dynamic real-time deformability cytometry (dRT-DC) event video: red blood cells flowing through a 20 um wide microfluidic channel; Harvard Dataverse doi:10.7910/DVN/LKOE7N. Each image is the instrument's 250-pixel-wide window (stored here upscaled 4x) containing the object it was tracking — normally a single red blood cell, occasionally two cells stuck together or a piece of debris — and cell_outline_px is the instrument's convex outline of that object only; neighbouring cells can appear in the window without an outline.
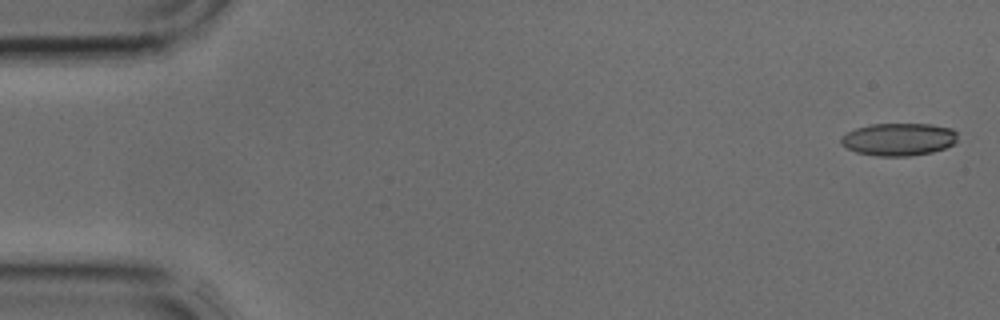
{"species": "common noctule bat (a hibernating species)", "species_latin": "Nyctalus noctula", "temperature_condition": "cold", "stored_images_in_passage": 2, "camera_frame_rate_fps": 3000, "um_per_image_px": 0.085, "animal": {"sex": "male", "body_mass_g": 17.9, "forearm_length_mm": 54.2}, "frame": {"image": 1, "passage_image": 1, "time_ms": 0.0, "image_size_px": [1000, 320], "cell_outline_px": [[956, 140], [952, 144], [944, 148], [932, 152], [908, 156], [876, 156], [856, 152], [840, 144], [840, 140], [848, 132], [856, 128], [872, 124], [932, 124], [952, 128], [956, 132]], "centroid_in_image_um": [76.39, 11.84], "position_along_channel_um": 8.6, "area_um2": 22.02}}